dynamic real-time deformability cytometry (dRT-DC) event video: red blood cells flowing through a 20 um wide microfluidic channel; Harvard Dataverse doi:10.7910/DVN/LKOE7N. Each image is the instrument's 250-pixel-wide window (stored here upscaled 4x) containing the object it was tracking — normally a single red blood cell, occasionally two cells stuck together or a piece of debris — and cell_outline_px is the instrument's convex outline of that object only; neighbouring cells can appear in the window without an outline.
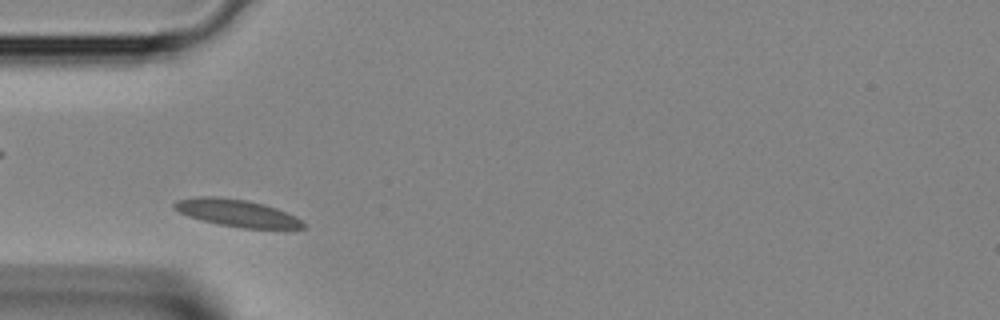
{"species": "Egyptian fruit bat (a non-hibernating species)", "species_latin": "Rousettus aegyptiacus", "temperature_condition": "room temperature", "stored_images_in_passage": 32, "camera_frame_rate_fps": 3000, "um_per_image_px": 0.085, "animal": {"sex": "female"}, "frame": {"image": 1, "passage_image": 4, "time_ms": 1.0, "image_size_px": [1000, 320], "cell_outline_px": [[308, 228], [284, 232], [240, 228], [220, 224], [188, 216], [172, 208], [172, 204], [176, 200], [192, 196], [216, 196], [248, 200], [264, 204], [276, 208], [296, 216], [308, 224]], "centroid_in_image_um": [20.3, 18.15], "position_along_channel_um": 64.7, "area_um2": 21.62}}
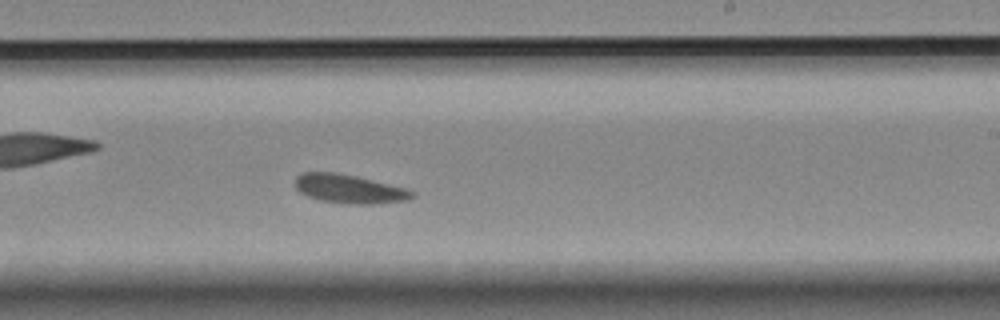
{"frame": {"image": 2, "passage_image": 16, "time_ms": 5.0, "image_size_px": [1000, 320], "cell_outline_px": [[416, 196], [408, 200], [376, 204], [348, 204], [320, 200], [308, 196], [300, 192], [296, 188], [296, 176], [300, 172], [332, 172], [356, 176], [408, 188], [416, 192]], "centroid_in_image_um": [29.74, 16.06], "position_along_channel_um": 259.3, "area_um2": 19.83}}
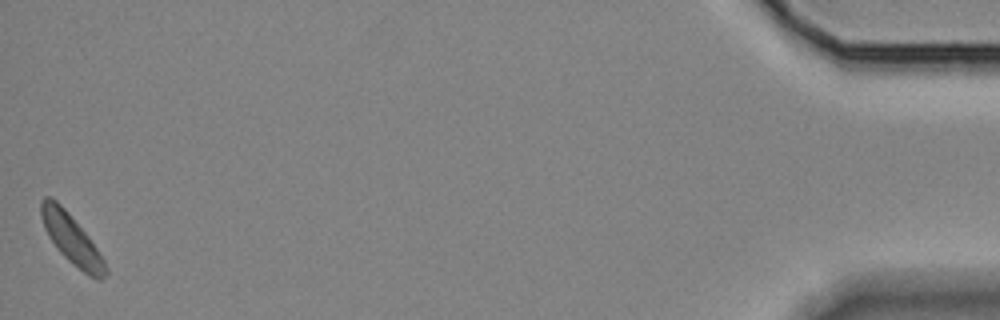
{"frame": {"image": 3, "passage_image": 32, "time_ms": 10.333, "image_size_px": [1000, 320], "cell_outline_px": [[108, 272], [100, 280], [96, 280], [88, 276], [72, 264], [56, 248], [48, 236], [44, 228], [40, 216], [40, 200], [44, 196], [48, 196], [56, 200], [68, 212], [88, 236], [104, 260], [108, 268]], "centroid_in_image_um": [6.06, 20.33], "position_along_channel_um": 429.1, "area_um2": 18.67}}